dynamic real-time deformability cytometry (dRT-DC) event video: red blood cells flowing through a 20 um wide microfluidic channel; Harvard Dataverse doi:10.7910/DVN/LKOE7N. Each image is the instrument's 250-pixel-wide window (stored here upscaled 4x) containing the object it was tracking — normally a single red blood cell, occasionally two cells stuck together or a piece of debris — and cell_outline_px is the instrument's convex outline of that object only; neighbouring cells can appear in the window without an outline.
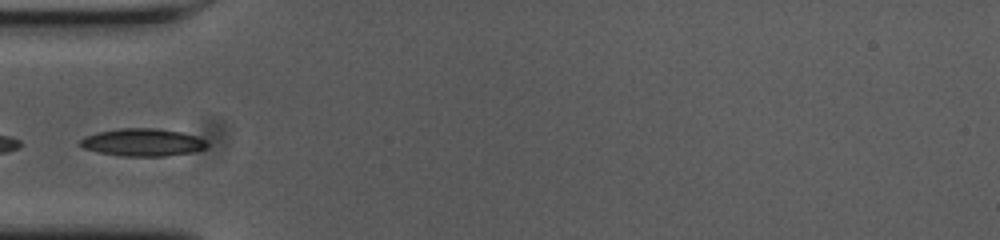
{"species": "common noctule bat (a hibernating species)", "species_latin": "Nyctalus noctula", "temperature_condition": "cold", "stored_images_in_passage": 4, "camera_frame_rate_fps": 3000, "um_per_image_px": 0.085, "animal": {"sex": "female", "body_mass_g": 23.0, "forearm_length_mm": 53.4}, "frame": {"image": 1, "passage_image": 1, "time_ms": 0.0, "image_size_px": [1000, 240], "cell_outline_px": [[208, 144], [204, 148], [192, 152], [164, 156], [124, 156], [100, 152], [84, 148], [76, 144], [84, 136], [96, 132], [120, 128], [156, 128], [180, 132], [196, 136], [204, 140]], "centroid_in_image_um": [12.07, 12.09], "position_along_channel_um": 72.9, "area_um2": 20.29}}